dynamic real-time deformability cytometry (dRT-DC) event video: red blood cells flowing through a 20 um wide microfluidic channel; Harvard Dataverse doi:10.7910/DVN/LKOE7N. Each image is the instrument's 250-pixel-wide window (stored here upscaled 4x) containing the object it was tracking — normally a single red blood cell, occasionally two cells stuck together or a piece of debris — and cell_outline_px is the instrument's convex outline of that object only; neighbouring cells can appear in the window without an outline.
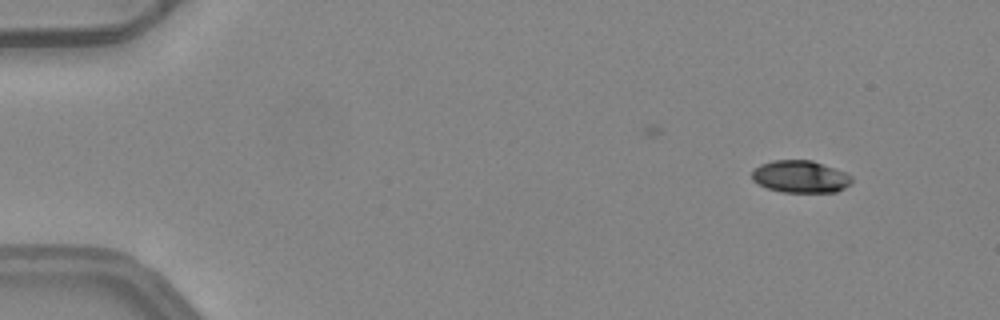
{"species": "common noctule bat (a hibernating species)", "species_latin": "Nyctalus noctula", "temperature_condition": "warm", "stored_images_in_passage": 5, "camera_frame_rate_fps": 3000, "um_per_image_px": 0.085, "animal": {"sex": "female", "body_mass_g": 24.6, "forearm_length_mm": 56.2}, "frame": {"image": 1, "passage_image": 1, "time_ms": 0.0, "image_size_px": [1000, 320], "cell_outline_px": [[852, 184], [836, 192], [784, 192], [768, 188], [752, 180], [752, 172], [760, 164], [772, 160], [812, 160], [844, 172], [852, 176]], "centroid_in_image_um": [68.05, 15.01], "position_along_channel_um": 17.0, "area_um2": 18.67}}